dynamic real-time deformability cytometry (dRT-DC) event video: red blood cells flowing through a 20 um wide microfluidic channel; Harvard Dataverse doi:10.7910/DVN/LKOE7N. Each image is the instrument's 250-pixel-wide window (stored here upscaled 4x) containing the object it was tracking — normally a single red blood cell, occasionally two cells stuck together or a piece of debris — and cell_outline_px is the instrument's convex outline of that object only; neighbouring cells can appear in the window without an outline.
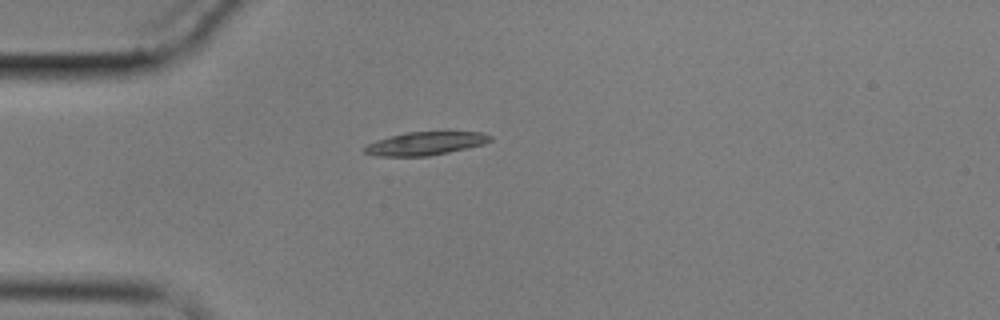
{"species": "common noctule bat (a hibernating species)", "species_latin": "Nyctalus noctula", "temperature_condition": "cold", "stored_images_in_passage": 5, "camera_frame_rate_fps": 3000, "um_per_image_px": 0.085, "animal": {"sex": "male", "body_mass_g": 17.9}, "frame": {"image": 1, "passage_image": 4, "time_ms": 3.667, "image_size_px": [1000, 320], "cell_outline_px": [[492, 140], [484, 144], [468, 148], [428, 156], [376, 156], [364, 152], [364, 148], [368, 144], [376, 140], [404, 132], [480, 132], [492, 136]], "centroid_in_image_um": [36.16, 12.19], "position_along_channel_um": 48.8, "area_um2": 16.94}}